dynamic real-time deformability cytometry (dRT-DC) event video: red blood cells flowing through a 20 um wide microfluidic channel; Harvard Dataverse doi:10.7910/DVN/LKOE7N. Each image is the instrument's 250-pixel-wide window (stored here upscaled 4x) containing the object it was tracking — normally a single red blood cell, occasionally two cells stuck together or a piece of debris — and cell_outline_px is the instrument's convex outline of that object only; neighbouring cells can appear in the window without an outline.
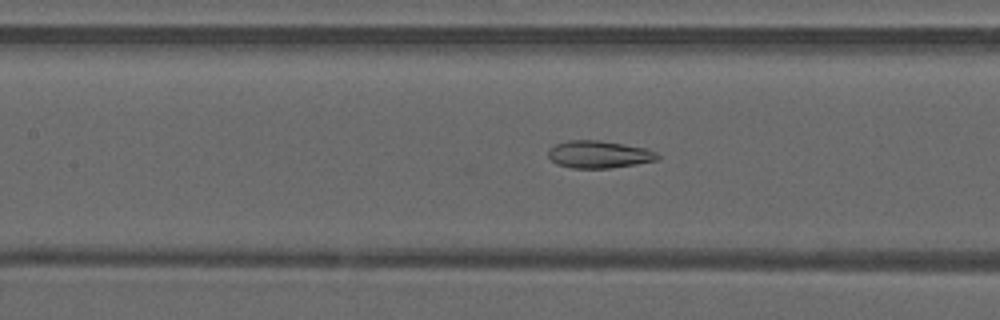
{"species": "common noctule bat (a hibernating species)", "species_latin": "Nyctalus noctula", "temperature_condition": "warm", "stored_images_in_passage": 38, "camera_frame_rate_fps": 3000, "um_per_image_px": 0.085, "animal": {"sex": "male", "forearm_length_mm": 52.5}, "frame": {"image": 1, "passage_image": 11, "time_ms": 3.333, "image_size_px": [1000, 320], "cell_outline_px": [[660, 156], [656, 160], [636, 164], [612, 168], [572, 168], [556, 164], [548, 156], [548, 148], [556, 144], [568, 140], [600, 140], [624, 144], [644, 148], [656, 152]], "centroid_in_image_um": [50.88, 13.12], "position_along_channel_um": 156.5, "area_um2": 17.46}}
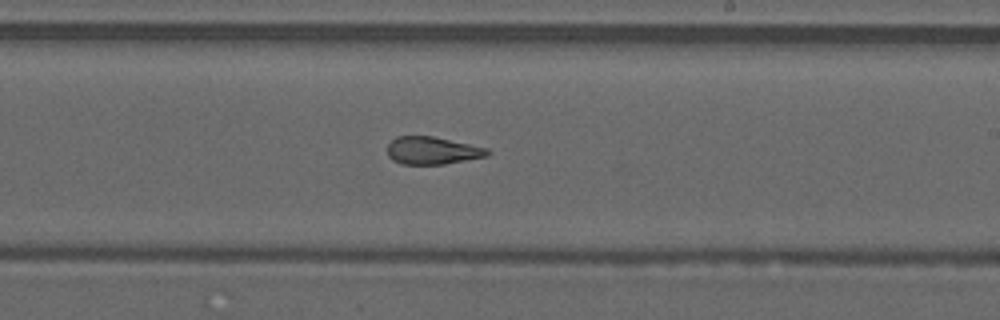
{"frame": {"image": 2, "passage_image": 18, "time_ms": 5.667, "image_size_px": [1000, 320], "cell_outline_px": [[492, 152], [488, 156], [444, 164], [400, 164], [392, 160], [388, 156], [388, 144], [396, 136], [432, 136], [488, 148]], "centroid_in_image_um": [36.75, 12.8], "position_along_channel_um": 252.2, "area_um2": 16.13}}
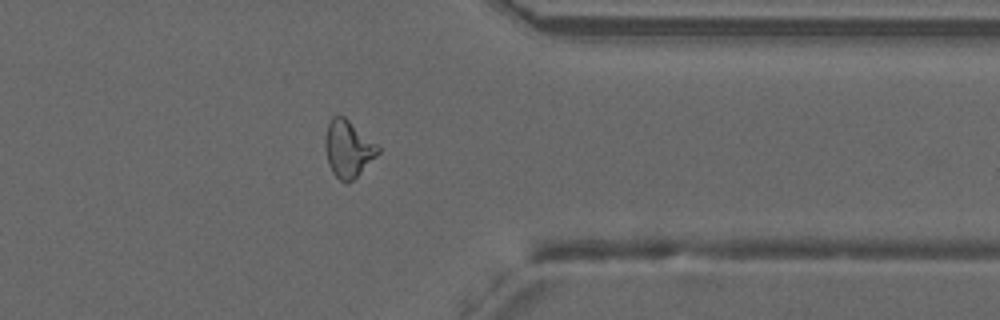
{"frame": {"image": 3, "passage_image": 28, "time_ms": 9.0, "image_size_px": [1000, 320], "cell_outline_px": [[380, 152], [348, 184], [344, 184], [332, 172], [328, 164], [324, 140], [328, 124], [332, 116], [344, 116], [376, 144], [380, 148]], "centroid_in_image_um": [29.56, 12.66], "position_along_channel_um": 381.8, "area_um2": 17.22}, "authors_computed_cell_mechanics": {"area_um2": 17.3689, "velocity_mm_per_s": 4.1164, "shape_relaxation_time_tau1_ms": null, "shape_relaxation_time_tau2_ms": 1.9302, "deformation_change_tau1": null, "deformation_change_tau2": 0.1104}}